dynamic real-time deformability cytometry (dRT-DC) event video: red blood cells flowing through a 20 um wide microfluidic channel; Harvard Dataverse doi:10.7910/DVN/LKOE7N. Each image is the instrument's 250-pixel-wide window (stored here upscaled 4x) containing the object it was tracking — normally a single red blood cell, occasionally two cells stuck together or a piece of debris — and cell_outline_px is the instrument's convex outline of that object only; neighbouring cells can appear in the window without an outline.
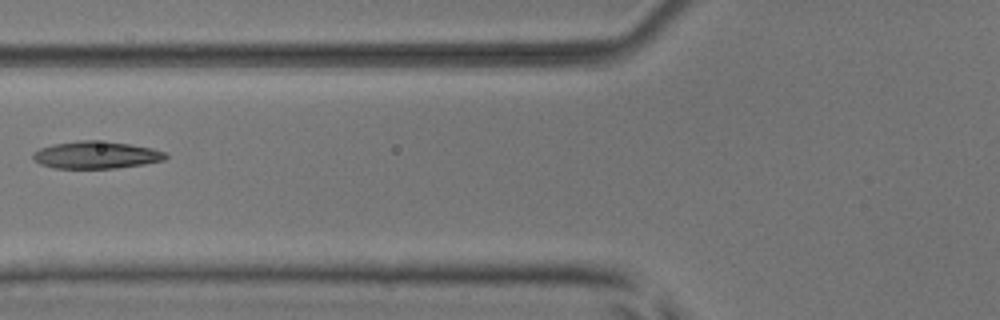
{"species": "common noctule bat (a hibernating species)", "species_latin": "Nyctalus noctula", "temperature_condition": "room temperature", "stored_images_in_passage": 7, "camera_frame_rate_fps": 3000, "um_per_image_px": 0.085, "animal": {"sex": "male", "body_mass_g": 17.9, "forearm_length_mm": 54.2}, "frame": {"image": 1, "passage_image": 6, "time_ms": 6.0, "image_size_px": [1000, 320], "cell_outline_px": [[168, 156], [164, 160], [144, 164], [116, 168], [52, 168], [40, 164], [32, 156], [32, 152], [40, 148], [52, 144], [76, 140], [92, 140], [128, 144], [152, 148], [164, 152]], "centroid_in_image_um": [8.13, 13.17], "position_along_channel_um": 117.7, "area_um2": 21.04}}
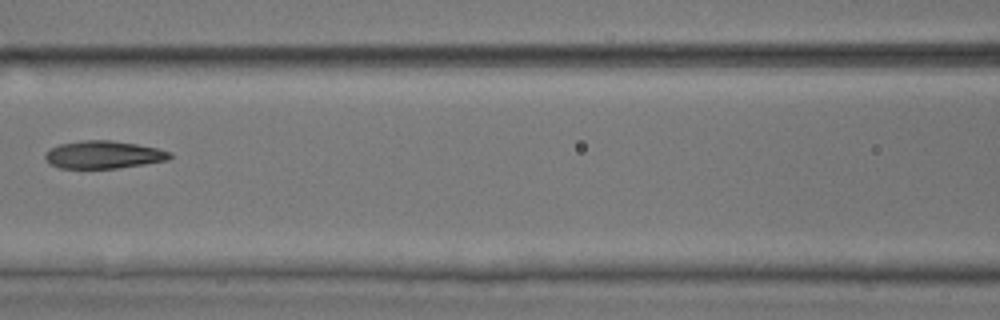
{"frame": {"image": 2, "passage_image": 7, "time_ms": 7.0, "image_size_px": [1000, 320], "cell_outline_px": [[172, 156], [168, 160], [144, 164], [116, 168], [60, 168], [48, 164], [44, 160], [44, 152], [60, 144], [84, 140], [112, 140], [136, 144], [156, 148], [172, 152]], "centroid_in_image_um": [8.76, 13.15], "position_along_channel_um": 157.8, "area_um2": 20.17}}